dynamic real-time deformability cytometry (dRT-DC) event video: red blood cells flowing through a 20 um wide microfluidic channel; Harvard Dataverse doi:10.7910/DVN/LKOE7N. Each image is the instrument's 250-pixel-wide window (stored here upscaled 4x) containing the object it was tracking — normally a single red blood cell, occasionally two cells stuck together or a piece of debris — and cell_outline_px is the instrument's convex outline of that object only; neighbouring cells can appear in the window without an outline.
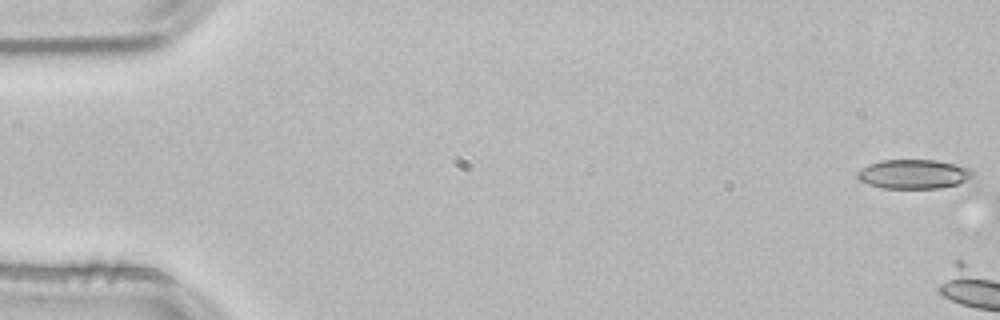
{"species": "common noctule bat (a hibernating species)", "species_latin": "Nyctalus noctula", "temperature_condition": "room temperature", "stored_images_in_passage": 7, "camera_frame_rate_fps": 3000, "um_per_image_px": 0.085, "animal": {"sex": "male", "body_mass_g": 21.5, "forearm_length_mm": 52.0}, "frame": {"image": 1, "passage_image": 1, "time_ms": 0.0, "image_size_px": [1000, 320], "cell_outline_px": [[976, 192], [968, 196], [884, 188], [868, 184], [860, 180], [856, 176], [856, 172], [860, 168], [868, 164], [880, 160], [936, 160], [972, 168]], "centroid_in_image_um": [78.17, 15.0], "position_along_channel_um": 6.8, "area_um2": 23.76}}